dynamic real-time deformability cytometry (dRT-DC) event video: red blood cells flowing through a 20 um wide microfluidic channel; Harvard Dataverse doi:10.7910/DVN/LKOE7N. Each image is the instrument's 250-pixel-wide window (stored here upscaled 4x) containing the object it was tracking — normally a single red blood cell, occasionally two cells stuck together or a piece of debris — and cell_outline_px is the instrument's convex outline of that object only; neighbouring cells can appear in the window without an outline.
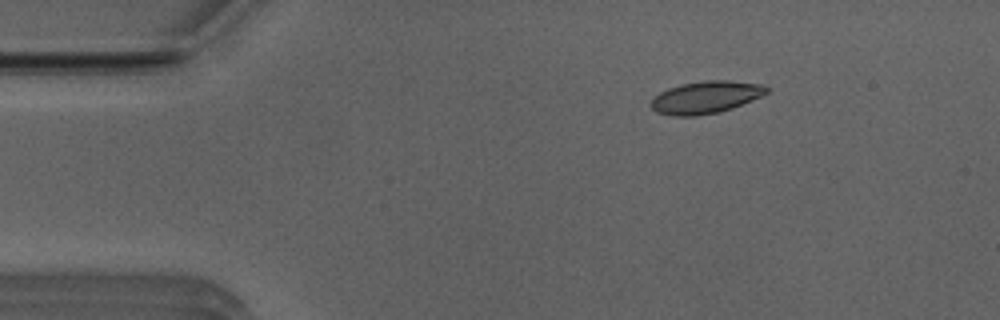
{"species": "Egyptian fruit bat (a non-hibernating species)", "species_latin": "Rousettus aegyptiacus", "temperature_condition": "room temperature", "stored_images_in_passage": 41, "camera_frame_rate_fps": 3000, "um_per_image_px": 0.085, "animal": {"sex": "male"}, "frame": {"image": 1, "passage_image": 1, "time_ms": 0.0, "image_size_px": [1000, 320], "cell_outline_px": [[768, 92], [760, 96], [732, 108], [720, 112], [696, 116], [672, 116], [656, 112], [652, 108], [652, 100], [660, 92], [668, 88], [680, 84], [704, 80], [728, 80], [764, 84], [768, 88]], "centroid_in_image_um": [59.99, 8.26], "position_along_channel_um": 25.0, "area_um2": 21.73}}
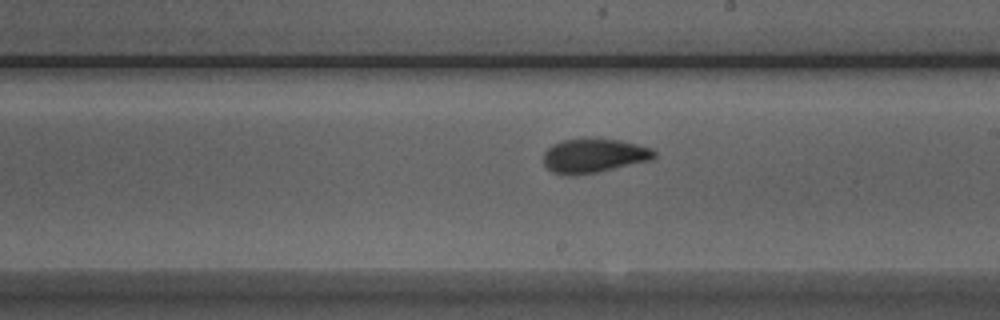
{"frame": {"image": 2, "passage_image": 22, "time_ms": 7.0, "image_size_px": [1000, 320], "cell_outline_px": [[656, 156], [652, 160], [596, 172], [572, 176], [552, 172], [544, 164], [544, 152], [552, 144], [564, 140], [584, 136], [588, 136], [620, 140], [652, 148], [656, 152]], "centroid_in_image_um": [50.48, 13.2], "position_along_channel_um": 238.5, "area_um2": 22.48}}
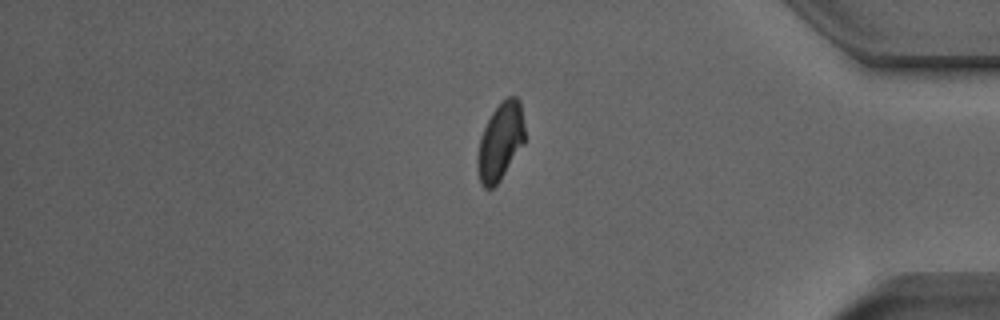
{"frame": {"image": 3, "passage_image": 36, "time_ms": 11.667, "image_size_px": [1000, 320], "cell_outline_px": [[524, 144], [500, 180], [492, 188], [484, 188], [480, 184], [476, 164], [476, 160], [480, 136], [492, 112], [508, 96], [516, 96], [520, 100], [524, 124]], "centroid_in_image_um": [42.52, 12.05], "position_along_channel_um": 392.7, "area_um2": 21.33}, "authors_computed_cell_mechanics": {"area_um2": 21.7328, "velocity_mm_per_s": 3.9521, "shape_relaxation_time_tau1_ms": 3.7678, "shape_relaxation_time_tau2_ms": 0.4413, "deformation_change_tau1": 0.1265, "deformation_change_tau2": 0.0385}}